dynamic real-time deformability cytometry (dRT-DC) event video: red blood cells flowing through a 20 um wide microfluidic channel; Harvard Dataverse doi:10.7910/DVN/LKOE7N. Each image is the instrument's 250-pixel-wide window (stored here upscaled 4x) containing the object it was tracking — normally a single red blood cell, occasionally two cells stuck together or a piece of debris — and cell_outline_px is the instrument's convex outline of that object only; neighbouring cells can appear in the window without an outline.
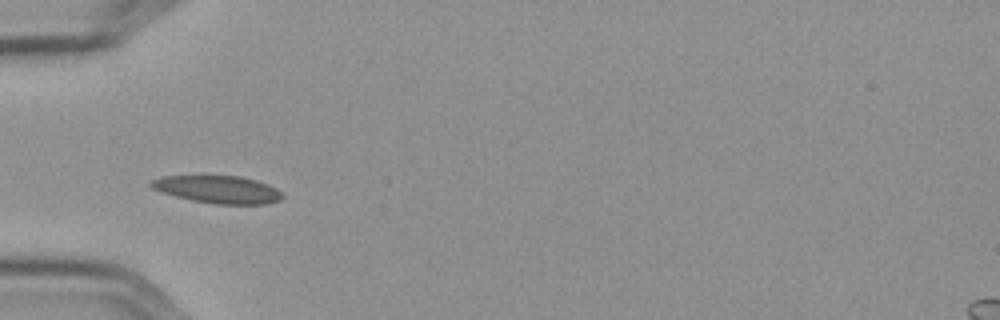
{"species": "Egyptian fruit bat (a non-hibernating species)", "species_latin": "Rousettus aegyptiacus", "temperature_condition": "cold", "stored_images_in_passage": 39, "camera_frame_rate_fps": 3000, "um_per_image_px": 0.085, "frame": {"image": 1, "passage_image": 1, "time_ms": 0.0, "image_size_px": [1000, 320], "cell_outline_px": [[284, 196], [280, 200], [268, 204], [216, 204], [192, 200], [160, 192], [152, 188], [148, 184], [148, 180], [160, 176], [240, 176], [256, 180], [268, 184], [276, 188]], "centroid_in_image_um": [18.49, 16.1], "position_along_channel_um": 66.5, "area_um2": 21.21}}
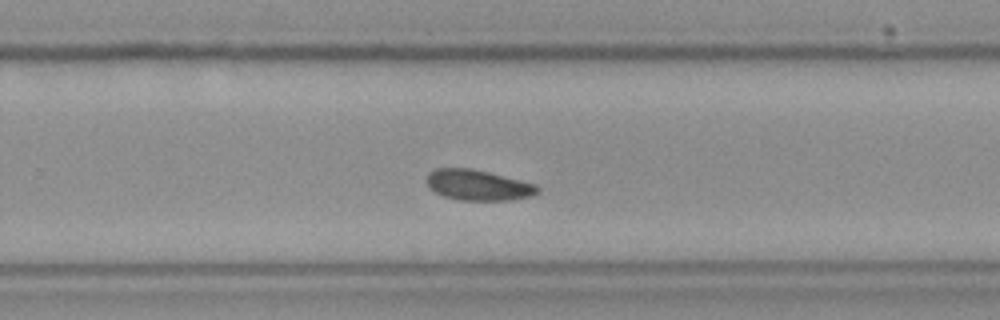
{"frame": {"image": 2, "passage_image": 20, "time_ms": 6.333, "image_size_px": [1000, 320], "cell_outline_px": [[540, 192], [532, 196], [512, 200], [460, 200], [444, 196], [428, 188], [424, 180], [428, 172], [436, 168], [472, 168], [536, 184], [540, 188]], "centroid_in_image_um": [40.61, 15.73], "position_along_channel_um": 289.2, "area_um2": 20.0}}
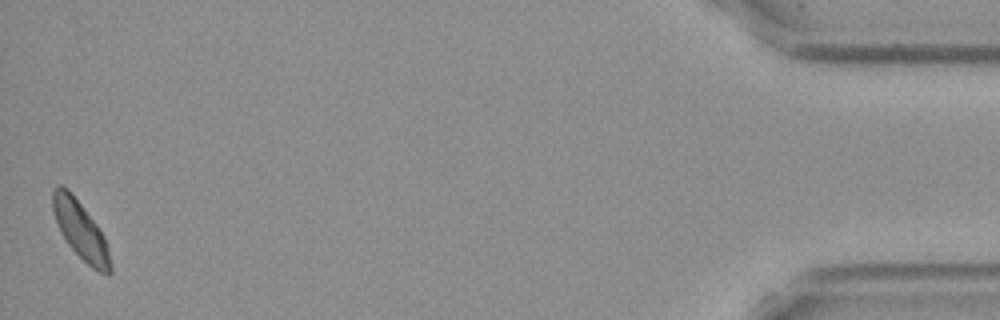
{"frame": {"image": 3, "passage_image": 39, "time_ms": 12.667, "image_size_px": [1000, 320], "cell_outline_px": [[112, 272], [108, 276], [92, 268], [68, 244], [60, 232], [52, 208], [52, 188], [56, 184], [60, 184], [68, 188], [96, 224], [104, 236], [108, 248], [112, 268]], "centroid_in_image_um": [6.84, 19.56], "position_along_channel_um": 428.4, "area_um2": 19.36}}